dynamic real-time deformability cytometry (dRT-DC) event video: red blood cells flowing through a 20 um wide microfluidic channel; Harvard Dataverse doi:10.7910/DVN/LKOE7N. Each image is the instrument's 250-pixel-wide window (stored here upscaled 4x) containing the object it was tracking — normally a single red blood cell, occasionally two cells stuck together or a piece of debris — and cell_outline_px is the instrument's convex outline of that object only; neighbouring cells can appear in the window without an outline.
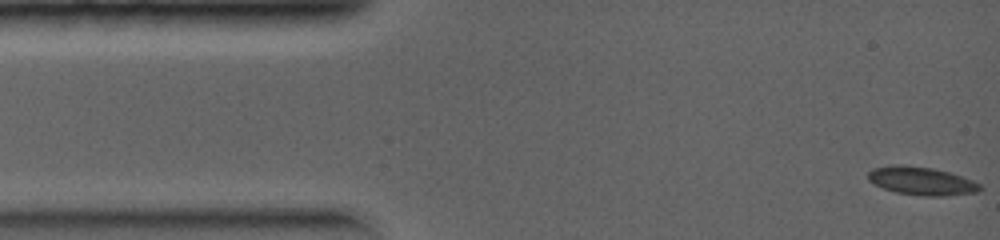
{"species": "common noctule bat (a hibernating species)", "species_latin": "Nyctalus noctula", "temperature_condition": "warm", "stored_images_in_passage": 38, "camera_frame_rate_fps": 5000, "um_per_image_px": 0.085, "animal": {"sex": "female", "body_mass_g": 19.0, "forearm_length_mm": 56.7}, "frame": {"image": 1, "passage_image": 1, "time_ms": 0.0, "image_size_px": [1000, 240], "cell_outline_px": [[984, 188], [976, 192], [944, 196], [924, 196], [896, 192], [884, 188], [868, 180], [868, 172], [872, 168], [896, 164], [900, 164], [932, 168], [948, 172], [972, 180], [980, 184]], "centroid_in_image_um": [78.32, 15.38], "position_along_channel_um": 6.7, "area_um2": 18.26}}
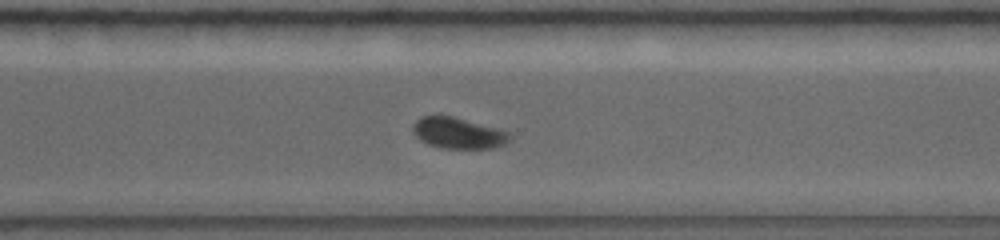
{"frame": {"image": 2, "passage_image": 28, "time_ms": 6.4, "image_size_px": [1000, 240], "cell_outline_px": [[512, 136], [504, 144], [496, 148], [440, 148], [428, 144], [420, 140], [412, 132], [412, 124], [416, 120], [424, 116], [452, 116], [500, 128], [512, 132]], "centroid_in_image_um": [38.98, 11.31], "position_along_channel_um": 331.6, "area_um2": 17.74}}
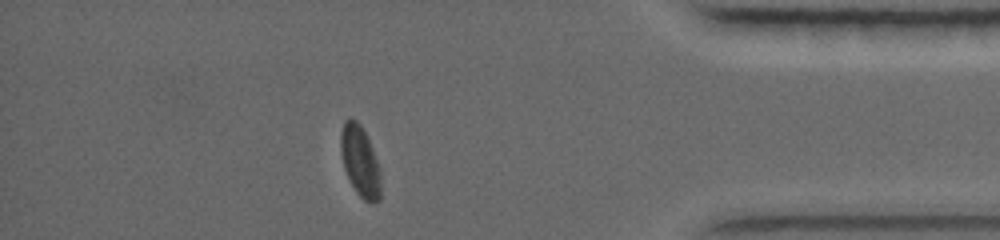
{"frame": {"image": 3, "passage_image": 35, "time_ms": 8.0, "image_size_px": [1000, 240], "cell_outline_px": [[380, 200], [364, 200], [356, 192], [344, 168], [340, 152], [340, 132], [344, 120], [356, 120], [360, 124], [372, 148], [380, 168]], "centroid_in_image_um": [30.59, 13.68], "position_along_channel_um": 404.6, "area_um2": 16.18}}